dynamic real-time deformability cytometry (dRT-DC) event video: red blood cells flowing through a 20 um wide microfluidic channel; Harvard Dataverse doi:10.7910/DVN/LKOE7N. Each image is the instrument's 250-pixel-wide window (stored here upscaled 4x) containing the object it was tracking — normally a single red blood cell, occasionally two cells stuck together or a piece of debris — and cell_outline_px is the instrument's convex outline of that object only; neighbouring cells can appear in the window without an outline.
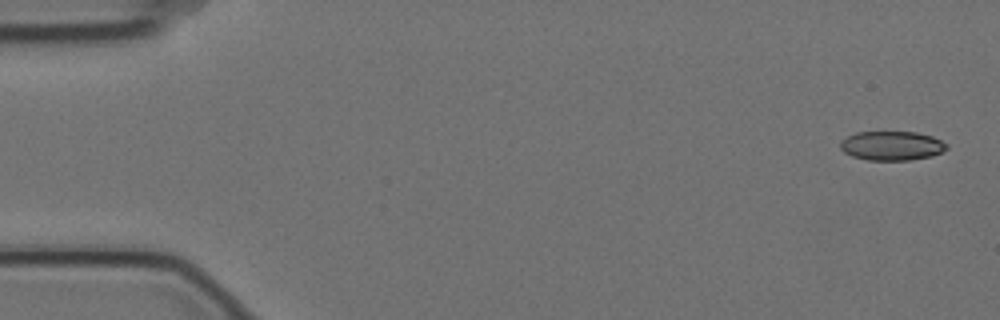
{"species": "Egyptian fruit bat (a non-hibernating species)", "species_latin": "Rousettus aegyptiacus", "temperature_condition": "cold", "stored_images_in_passage": 5, "camera_frame_rate_fps": 3000, "um_per_image_px": 0.085, "animal": {"sex": "female"}, "frame": {"image": 1, "passage_image": 1, "time_ms": 0.0, "image_size_px": [1000, 320], "cell_outline_px": [[948, 148], [932, 156], [908, 160], [868, 160], [852, 156], [844, 152], [840, 148], [840, 140], [856, 132], [916, 132], [932, 136], [948, 144]], "centroid_in_image_um": [75.79, 12.38], "position_along_channel_um": 9.2, "area_um2": 18.09}}
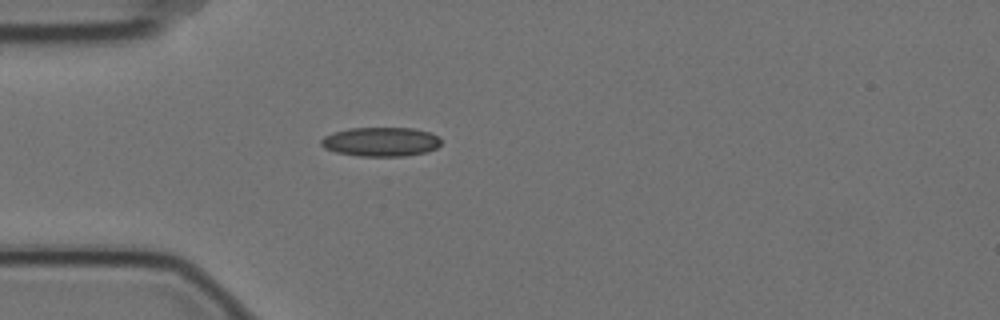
{"frame": {"image": 2, "passage_image": 5, "time_ms": 1.333, "image_size_px": [1000, 320], "cell_outline_px": [[440, 144], [436, 148], [428, 152], [404, 156], [360, 156], [336, 152], [324, 148], [320, 144], [320, 140], [324, 136], [348, 128], [416, 128], [432, 132], [440, 140]], "centroid_in_image_um": [32.38, 12.05], "position_along_channel_um": 52.6, "area_um2": 20.46}}